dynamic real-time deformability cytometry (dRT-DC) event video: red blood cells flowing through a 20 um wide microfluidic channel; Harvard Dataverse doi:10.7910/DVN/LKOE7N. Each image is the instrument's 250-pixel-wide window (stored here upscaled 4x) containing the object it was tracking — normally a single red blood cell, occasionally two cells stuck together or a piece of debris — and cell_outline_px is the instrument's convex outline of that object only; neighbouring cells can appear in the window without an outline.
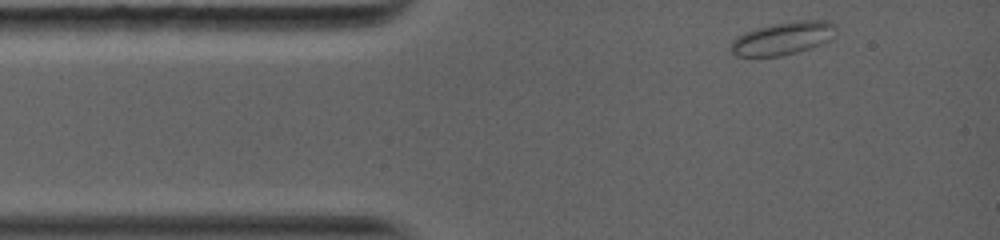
{"species": "common noctule bat (a hibernating species)", "species_latin": "Nyctalus noctula", "temperature_condition": "warm", "stored_images_in_passage": 40, "camera_frame_rate_fps": 5000, "um_per_image_px": 0.085, "animal": {"sex": "female", "body_mass_g": 19.0, "forearm_length_mm": 56.7}, "frame": {"image": 1, "passage_image": 1, "time_ms": 0.0, "image_size_px": [1000, 240], "cell_outline_px": [[836, 28], [828, 40], [820, 44], [796, 52], [780, 56], [736, 56], [728, 48], [732, 40], [736, 36], [744, 32], [756, 28], [772, 24], [800, 20], [828, 20], [836, 24]], "centroid_in_image_um": [66.49, 3.25], "position_along_channel_um": 18.5, "area_um2": 20.06}}
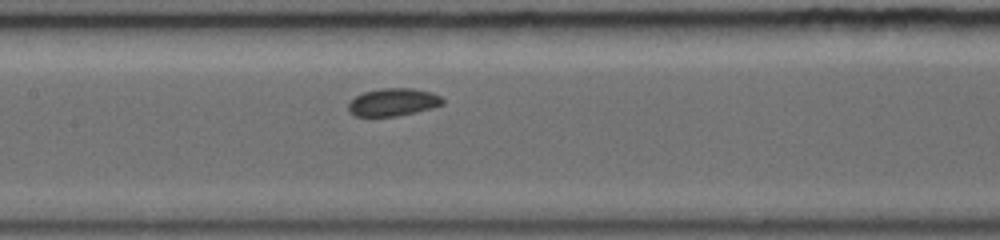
{"frame": {"image": 2, "passage_image": 18, "time_ms": 4.8, "image_size_px": [1000, 240], "cell_outline_px": [[444, 104], [432, 108], [416, 112], [396, 116], [356, 116], [348, 112], [348, 104], [356, 96], [364, 92], [380, 88], [412, 88], [432, 92], [440, 96], [444, 100]], "centroid_in_image_um": [33.43, 8.68], "position_along_channel_um": 174.0, "area_um2": 15.26}}
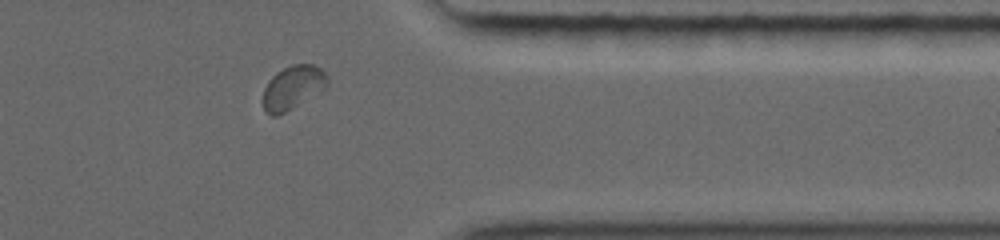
{"frame": {"image": 3, "passage_image": 35, "time_ms": 10.2, "image_size_px": [1000, 240], "cell_outline_px": [[328, 84], [320, 92], [284, 112], [276, 116], [272, 116], [264, 112], [264, 88], [268, 80], [276, 72], [292, 64], [312, 64], [320, 68], [324, 72], [328, 80]], "centroid_in_image_um": [24.87, 7.43], "position_along_channel_um": 386.5, "area_um2": 16.18}, "authors_computed_cell_mechanics": {"area_um2": 15.6349, "velocity_mm_per_s": 4.0576, "shape_relaxation_time_tau1_ms": null, "shape_relaxation_time_tau2_ms": 0.8167, "deformation_change_tau1": null, "deformation_change_tau2": 0.0282}}